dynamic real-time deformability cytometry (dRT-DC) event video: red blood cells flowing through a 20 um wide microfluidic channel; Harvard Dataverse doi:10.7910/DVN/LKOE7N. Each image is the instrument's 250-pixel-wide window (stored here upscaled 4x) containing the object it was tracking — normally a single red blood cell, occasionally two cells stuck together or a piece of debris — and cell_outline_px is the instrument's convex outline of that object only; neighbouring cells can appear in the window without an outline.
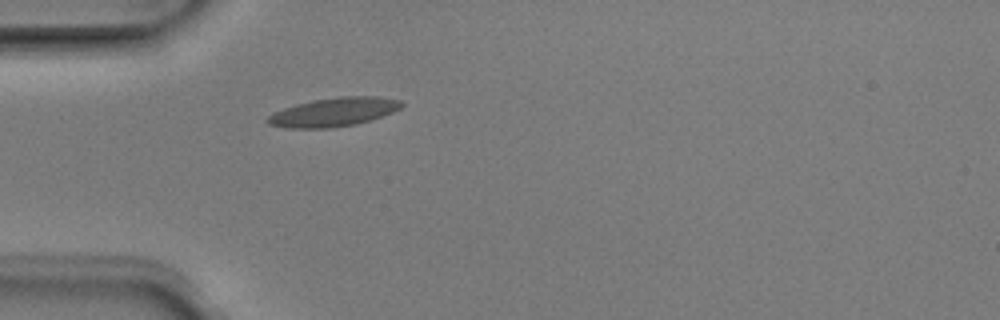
{"species": "Egyptian fruit bat (a non-hibernating species)", "species_latin": "Rousettus aegyptiacus", "temperature_condition": "room temperature", "stored_images_in_passage": 1, "camera_frame_rate_fps": 3000, "um_per_image_px": 0.085, "animal": {"sex": "male"}, "frame": {"image": 1, "passage_image": 1, "time_ms": 0.0, "image_size_px": [1000, 320], "cell_outline_px": [[404, 104], [400, 108], [392, 112], [356, 124], [328, 128], [288, 128], [268, 124], [264, 120], [272, 112], [296, 104], [312, 100], [340, 96], [380, 96], [400, 100]], "centroid_in_image_um": [28.33, 9.51], "position_along_channel_um": 56.7, "area_um2": 22.43}}